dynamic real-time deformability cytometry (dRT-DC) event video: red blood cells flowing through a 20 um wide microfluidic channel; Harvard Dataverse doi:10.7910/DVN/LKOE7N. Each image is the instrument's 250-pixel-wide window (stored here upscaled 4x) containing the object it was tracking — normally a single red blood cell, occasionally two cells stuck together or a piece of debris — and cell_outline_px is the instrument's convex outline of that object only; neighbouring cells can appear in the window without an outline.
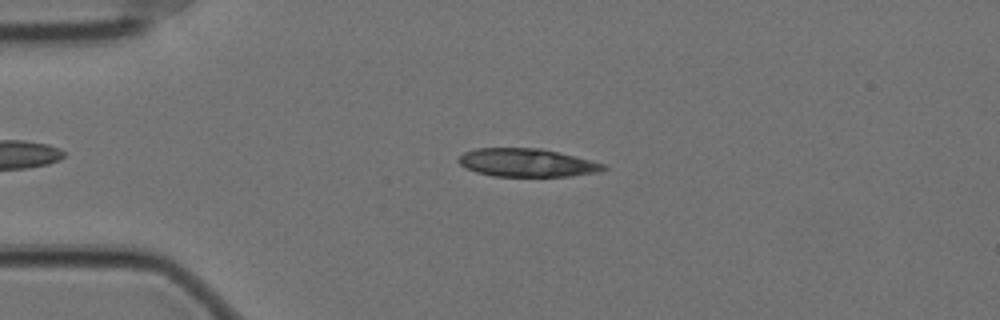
{"species": "Egyptian fruit bat (a non-hibernating species)", "species_latin": "Rousettus aegyptiacus", "temperature_condition": "cold", "stored_images_in_passage": 56, "camera_frame_rate_fps": 3000, "um_per_image_px": 0.085, "animal": {"sex": "female"}, "frame": {"image": 1, "passage_image": 12, "time_ms": 3.667, "image_size_px": [1000, 320], "cell_outline_px": [[608, 168], [600, 172], [572, 176], [492, 176], [476, 172], [460, 164], [456, 160], [464, 152], [476, 148], [540, 148], [576, 156], [604, 164]], "centroid_in_image_um": [44.8, 13.83], "position_along_channel_um": 40.2, "area_um2": 23.81}}
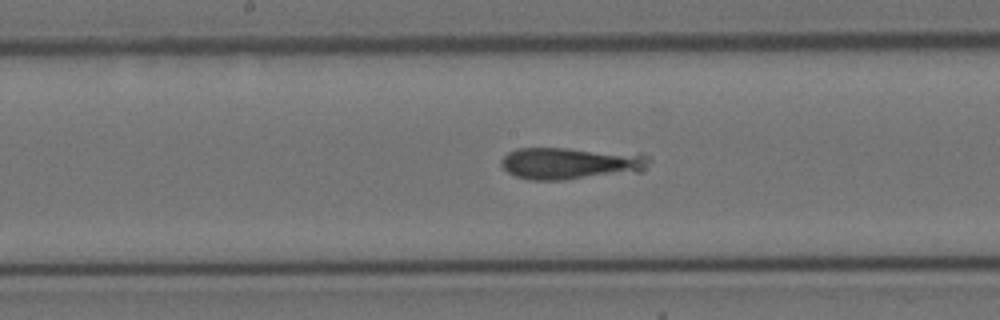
{"frame": {"image": 2, "passage_image": 28, "time_ms": 9.0, "image_size_px": [1000, 320], "cell_outline_px": [[652, 160], [644, 172], [564, 180], [532, 180], [516, 176], [508, 172], [500, 164], [500, 160], [508, 152], [516, 148], [568, 148], [640, 152], [648, 156]], "centroid_in_image_um": [48.62, 13.87], "position_along_channel_um": 199.6, "area_um2": 28.5}}
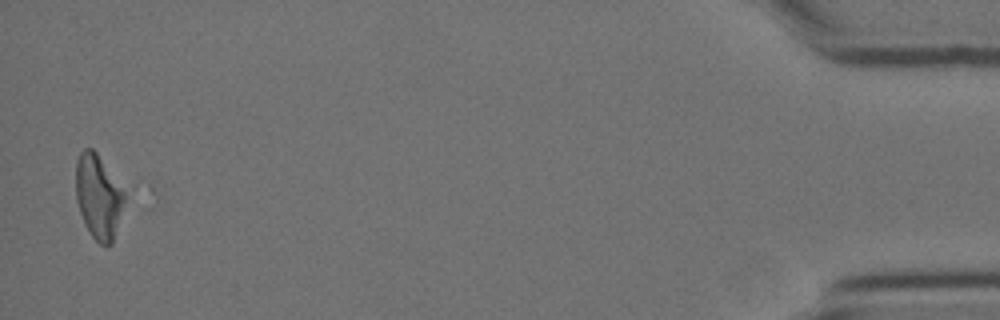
{"frame": {"image": 3, "passage_image": 55, "time_ms": 18.0, "image_size_px": [1000, 320], "cell_outline_px": [[124, 200], [112, 244], [100, 244], [92, 236], [84, 224], [76, 200], [76, 160], [80, 152], [84, 148], [92, 148], [96, 152], [124, 192]], "centroid_in_image_um": [8.32, 16.7], "position_along_channel_um": 426.9, "area_um2": 23.29}}